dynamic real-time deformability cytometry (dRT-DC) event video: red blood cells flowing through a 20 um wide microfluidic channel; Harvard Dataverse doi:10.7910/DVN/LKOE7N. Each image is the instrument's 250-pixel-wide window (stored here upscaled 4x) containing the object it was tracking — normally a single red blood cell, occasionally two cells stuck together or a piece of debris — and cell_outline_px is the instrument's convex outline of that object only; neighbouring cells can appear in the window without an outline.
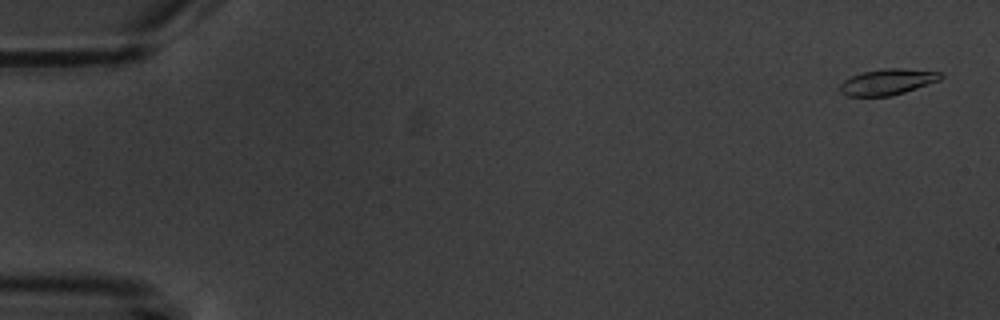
{"species": "common noctule bat (a hibernating species)", "species_latin": "Nyctalus noctula", "temperature_condition": "warm", "stored_images_in_passage": 5, "camera_frame_rate_fps": 3000, "um_per_image_px": 0.085, "animal": {"sex": "male", "body_mass_g": 20.1, "forearm_length_mm": 53.5}, "frame": {"image": 1, "passage_image": 1, "time_ms": 0.0, "image_size_px": [1000, 320], "cell_outline_px": [[944, 76], [940, 80], [892, 96], [848, 96], [840, 92], [840, 84], [844, 80], [852, 76], [864, 72], [884, 68], [904, 68], [940, 72]], "centroid_in_image_um": [75.45, 6.96], "position_along_channel_um": 9.6, "area_um2": 15.14}}
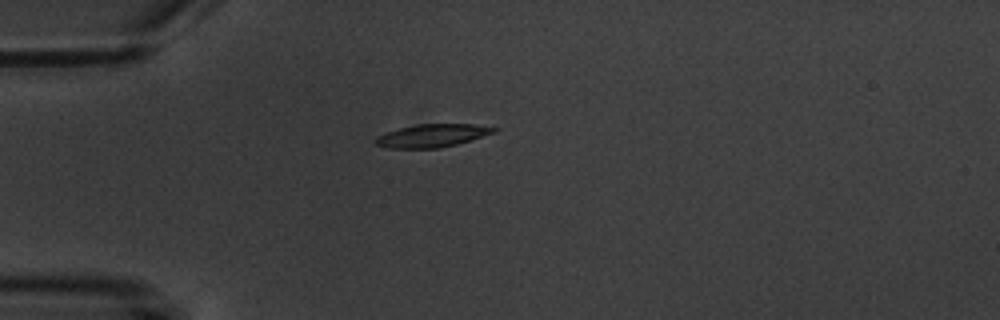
{"frame": {"image": 2, "passage_image": 5, "time_ms": 4.667, "image_size_px": [1000, 320], "cell_outline_px": [[496, 132], [456, 144], [440, 148], [388, 148], [376, 144], [372, 140], [376, 136], [400, 128], [416, 124], [472, 124], [496, 128]], "centroid_in_image_um": [36.68, 11.53], "position_along_channel_um": 48.3, "area_um2": 15.66}}